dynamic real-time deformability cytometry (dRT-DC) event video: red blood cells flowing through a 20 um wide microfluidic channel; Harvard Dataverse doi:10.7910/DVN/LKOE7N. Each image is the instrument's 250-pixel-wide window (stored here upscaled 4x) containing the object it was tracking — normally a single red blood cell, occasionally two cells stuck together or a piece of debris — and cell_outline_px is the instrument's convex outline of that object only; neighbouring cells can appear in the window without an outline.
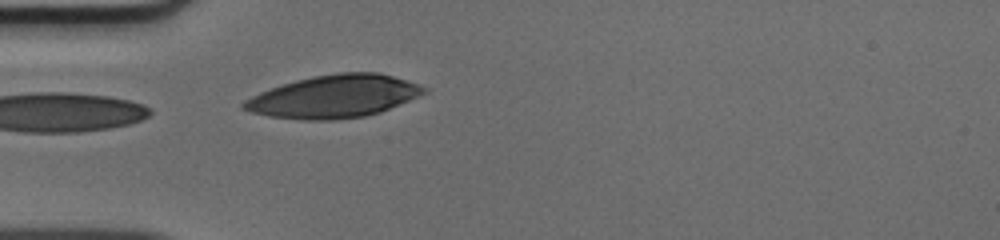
{"species": "human", "species_latin": "Homo sapiens", "temperature_condition": "cold", "stored_images_in_passage": 12, "camera_frame_rate_fps": 3000, "um_per_image_px": 0.085, "donor": {"sex": "male"}, "frame": {"image": 1, "passage_image": 12, "time_ms": 3.667, "image_size_px": [1000, 240], "cell_outline_px": [[428, 92], [380, 112], [364, 116], [336, 120], [300, 120], [268, 116], [252, 112], [240, 108], [240, 104], [244, 100], [260, 92], [296, 80], [312, 76], [340, 72], [380, 72], [428, 88]], "centroid_in_image_um": [28.36, 8.21], "position_along_channel_um": 56.6, "area_um2": 44.68}}